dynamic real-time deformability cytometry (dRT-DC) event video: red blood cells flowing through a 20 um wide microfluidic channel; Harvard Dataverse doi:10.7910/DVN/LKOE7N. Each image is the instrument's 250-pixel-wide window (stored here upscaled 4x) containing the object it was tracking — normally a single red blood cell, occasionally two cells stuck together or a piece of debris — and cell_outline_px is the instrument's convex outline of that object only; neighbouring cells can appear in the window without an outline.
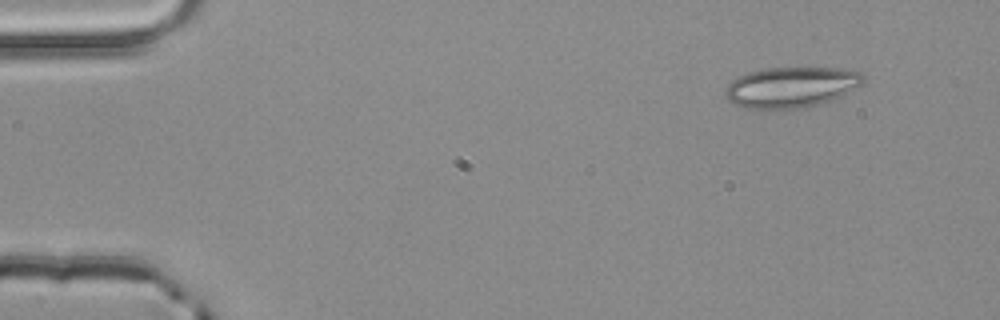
{"species": "common noctule bat (a hibernating species)", "species_latin": "Nyctalus noctula", "temperature_condition": "room temperature", "stored_images_in_passage": 2, "camera_frame_rate_fps": 3000, "um_per_image_px": 0.085, "animal": {"sex": "male", "body_mass_g": 20.4}, "frame": {"image": 1, "passage_image": 1, "time_ms": 0.0, "image_size_px": [1000, 320], "cell_outline_px": [[864, 80], [860, 84], [840, 96], [804, 108], [744, 108], [728, 100], [724, 96], [724, 88], [736, 76], [748, 72], [764, 68], [852, 68], [864, 72]], "centroid_in_image_um": [67.23, 7.38], "position_along_channel_um": 17.8, "area_um2": 32.66}}
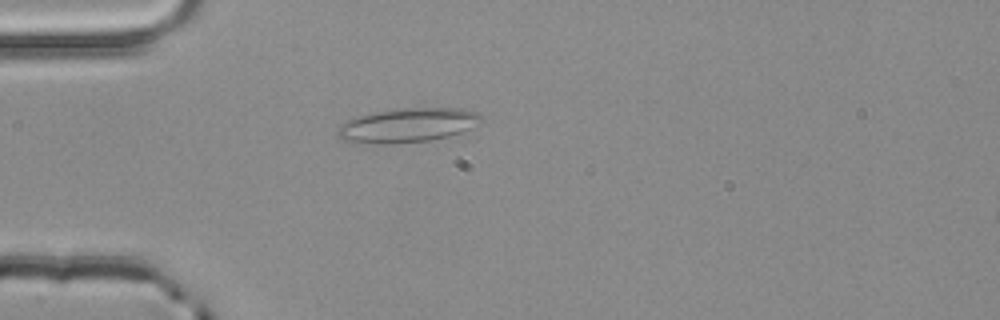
{"frame": {"image": 2, "passage_image": 2, "time_ms": 0.333, "image_size_px": [1000, 320], "cell_outline_px": [[484, 120], [460, 132], [448, 136], [428, 140], [396, 144], [352, 140], [336, 136], [336, 132], [340, 124], [348, 120], [360, 116], [376, 112], [404, 108], [460, 108], [480, 112], [484, 116]], "centroid_in_image_um": [34.74, 10.62], "position_along_channel_um": 50.3, "area_um2": 28.03}}